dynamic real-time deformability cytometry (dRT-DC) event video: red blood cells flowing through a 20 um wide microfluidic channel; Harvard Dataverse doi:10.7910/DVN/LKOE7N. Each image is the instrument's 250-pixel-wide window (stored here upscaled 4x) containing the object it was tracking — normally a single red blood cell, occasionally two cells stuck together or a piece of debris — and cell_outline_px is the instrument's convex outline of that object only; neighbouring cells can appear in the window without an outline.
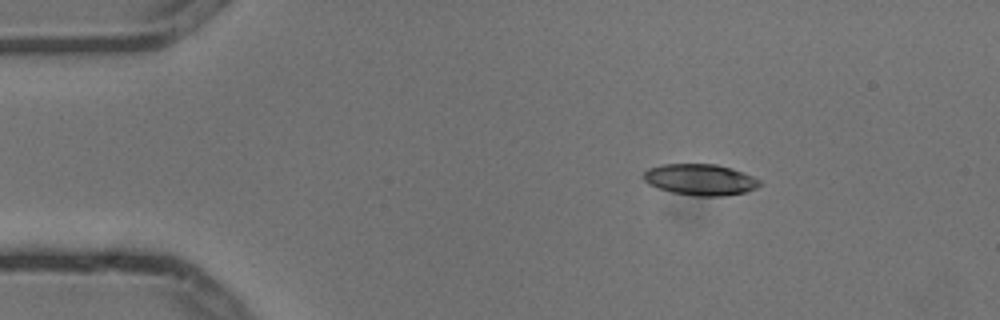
{"species": "common noctule bat (a hibernating species)", "species_latin": "Nyctalus noctula", "temperature_condition": "cold", "stored_images_in_passage": 4, "camera_frame_rate_fps": 3000, "um_per_image_px": 0.085, "animal": {"sex": "male", "body_mass_g": 13.3}, "frame": {"image": 1, "passage_image": 2, "time_ms": 0.333, "image_size_px": [1000, 320], "cell_outline_px": [[760, 184], [756, 188], [744, 192], [724, 196], [692, 196], [672, 192], [648, 184], [644, 180], [644, 172], [648, 168], [664, 164], [716, 164], [732, 168], [752, 176], [760, 180]], "centroid_in_image_um": [59.52, 15.27], "position_along_channel_um": 25.5, "area_um2": 21.04}}